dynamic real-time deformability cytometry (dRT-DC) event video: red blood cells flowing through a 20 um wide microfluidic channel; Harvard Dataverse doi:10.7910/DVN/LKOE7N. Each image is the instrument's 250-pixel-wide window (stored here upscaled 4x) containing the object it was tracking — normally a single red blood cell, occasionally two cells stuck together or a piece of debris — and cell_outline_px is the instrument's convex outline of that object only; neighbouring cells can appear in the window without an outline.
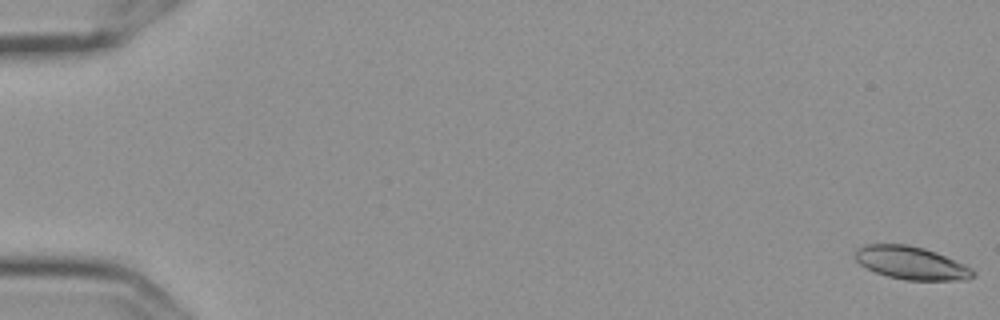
{"species": "Egyptian fruit bat (a non-hibernating species)", "species_latin": "Rousettus aegyptiacus", "temperature_condition": "cold", "stored_images_in_passage": 58, "camera_frame_rate_fps": 3000, "um_per_image_px": 0.085, "frame": {"image": 1, "passage_image": 1, "time_ms": 0.0, "image_size_px": [1000, 320], "cell_outline_px": [[976, 276], [968, 280], [904, 280], [888, 276], [876, 272], [860, 264], [856, 260], [856, 252], [860, 248], [868, 244], [908, 244], [924, 248], [936, 252], [964, 264], [972, 268], [976, 272]], "centroid_in_image_um": [77.52, 22.36], "position_along_channel_um": 7.5, "area_um2": 22.54}}
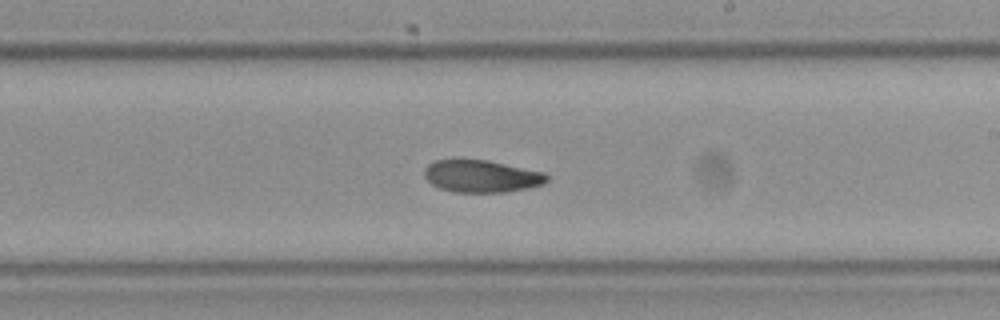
{"frame": {"image": 2, "passage_image": 35, "time_ms": 11.333, "image_size_px": [1000, 320], "cell_outline_px": [[548, 180], [544, 184], [504, 192], [452, 192], [440, 188], [432, 184], [424, 176], [424, 168], [432, 160], [488, 160], [544, 172], [548, 176]], "centroid_in_image_um": [40.9, 14.97], "position_along_channel_um": 248.1, "area_um2": 22.95}}
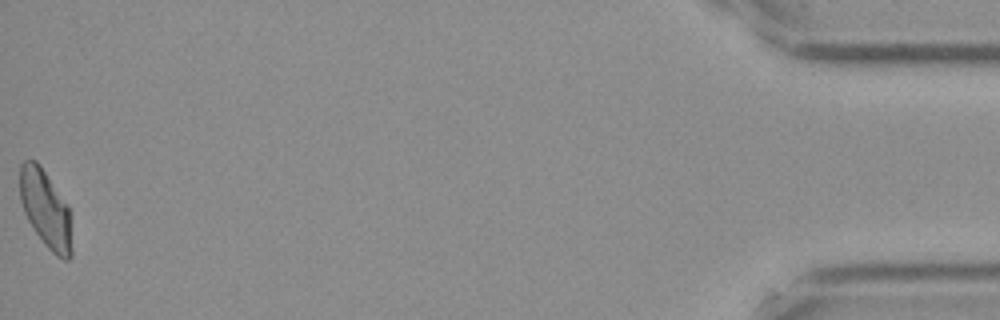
{"frame": {"image": 3, "passage_image": 58, "time_ms": 19.0, "image_size_px": [1000, 320], "cell_outline_px": [[72, 256], [68, 260], [64, 260], [56, 256], [44, 244], [28, 220], [24, 212], [20, 200], [20, 164], [24, 160], [36, 160], [40, 164], [68, 204], [72, 248]], "centroid_in_image_um": [3.88, 17.76], "position_along_channel_um": 431.3, "area_um2": 23.58}, "authors_computed_cell_mechanics": {"area_um2": 23.4957, "velocity_mm_per_s": 3.5851, "shape_relaxation_time_tau1_ms": 8.4048, "shape_relaxation_time_tau2_ms": 4.1636, "deformation_change_tau1": 0.1997, "deformation_change_tau2": 0.0948}}